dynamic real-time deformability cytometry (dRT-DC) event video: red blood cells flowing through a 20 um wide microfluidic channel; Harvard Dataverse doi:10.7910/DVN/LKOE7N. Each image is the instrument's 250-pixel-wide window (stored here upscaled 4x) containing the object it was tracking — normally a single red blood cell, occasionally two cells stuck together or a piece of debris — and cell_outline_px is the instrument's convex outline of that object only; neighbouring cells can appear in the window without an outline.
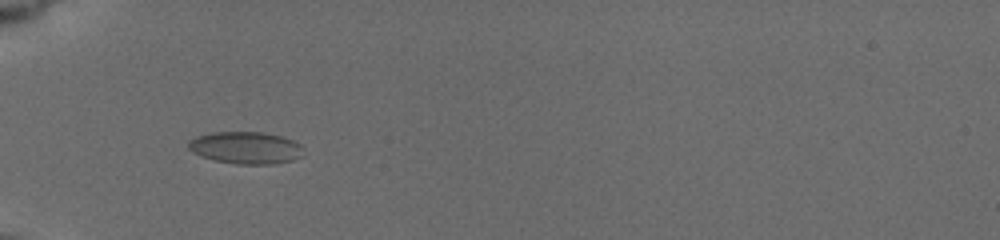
{"species": "common noctule bat (a hibernating species)", "species_latin": "Nyctalus noctula", "temperature_condition": "cold", "stored_images_in_passage": 23, "camera_frame_rate_fps": 3000, "um_per_image_px": 0.085, "animal": {"sex": "female", "body_mass_g": 19.5, "forearm_length_mm": 54.1}, "frame": {"image": 1, "passage_image": 2, "time_ms": 0.667, "image_size_px": [1000, 240], "cell_outline_px": [[304, 148], [300, 156], [292, 160], [272, 164], [236, 164], [216, 160], [200, 156], [192, 152], [188, 148], [188, 140], [196, 136], [212, 132], [264, 132], [280, 136], [292, 140], [300, 144]], "centroid_in_image_um": [20.86, 12.55], "position_along_channel_um": 64.1, "area_um2": 21.56}}
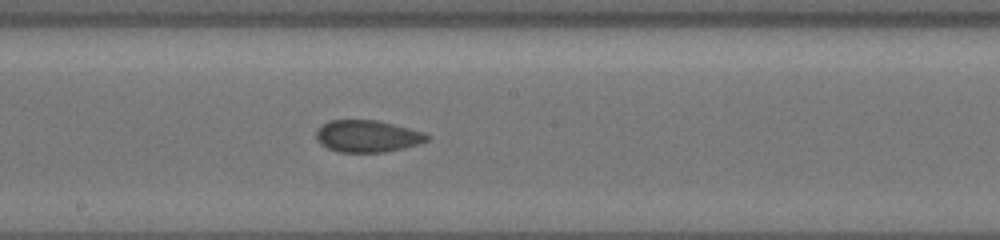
{"frame": {"image": 2, "passage_image": 9, "time_ms": 5.0, "image_size_px": [1000, 240], "cell_outline_px": [[428, 140], [404, 148], [384, 152], [340, 152], [328, 148], [320, 144], [316, 140], [316, 128], [320, 124], [328, 120], [376, 120], [424, 132], [428, 136]], "centroid_in_image_um": [31.15, 11.57], "position_along_channel_um": 217.0, "area_um2": 20.63}}
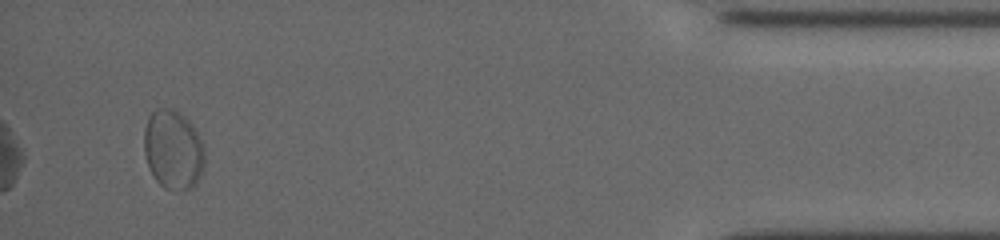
{"frame": {"image": 3, "passage_image": 21, "time_ms": 12.0, "image_size_px": [1000, 240], "cell_outline_px": [[204, 164], [200, 176], [196, 184], [192, 188], [176, 192], [164, 188], [156, 180], [148, 168], [144, 152], [144, 128], [148, 116], [156, 108], [168, 108], [184, 116], [192, 124], [204, 148]], "centroid_in_image_um": [14.7, 12.76], "position_along_channel_um": 420.5, "area_um2": 28.21}, "authors_computed_cell_mechanics": {"area_um2": 21.386, "velocity_mm_per_s": 3.7324, "shape_relaxation_time_tau1_ms": null, "shape_relaxation_time_tau2_ms": 0.7475, "deformation_change_tau1": null, "deformation_change_tau2": 0.0369}}